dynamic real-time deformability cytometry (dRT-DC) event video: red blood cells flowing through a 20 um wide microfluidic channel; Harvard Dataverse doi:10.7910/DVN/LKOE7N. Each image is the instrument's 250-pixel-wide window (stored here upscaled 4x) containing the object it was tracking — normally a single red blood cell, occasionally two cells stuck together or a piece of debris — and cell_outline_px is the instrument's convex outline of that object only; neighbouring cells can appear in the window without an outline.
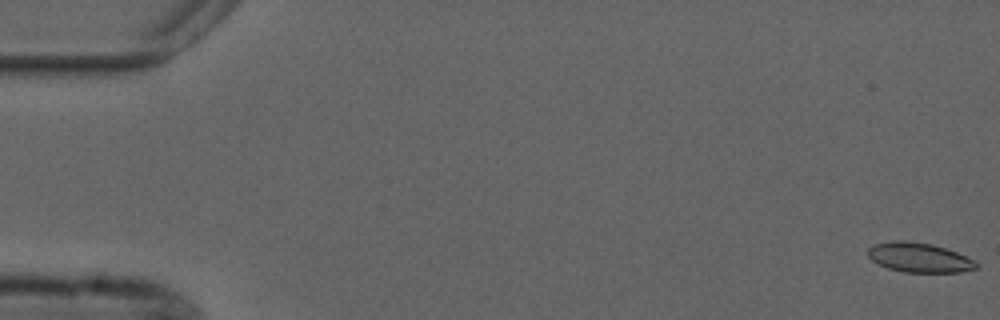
{"species": "common noctule bat (a hibernating species)", "species_latin": "Nyctalus noctula", "temperature_condition": "cold", "stored_images_in_passage": 55, "camera_frame_rate_fps": 3000, "um_per_image_px": 0.085, "animal": {"sex": "male", "forearm_length_mm": 52.5}, "frame": {"image": 1, "passage_image": 1, "time_ms": 0.0, "image_size_px": [1000, 320], "cell_outline_px": [[980, 264], [976, 268], [960, 272], [904, 272], [888, 268], [872, 260], [868, 256], [868, 248], [872, 244], [892, 240], [904, 240], [932, 244], [956, 252], [976, 260]], "centroid_in_image_um": [78.13, 21.88], "position_along_channel_um": 6.9, "area_um2": 18.73}}
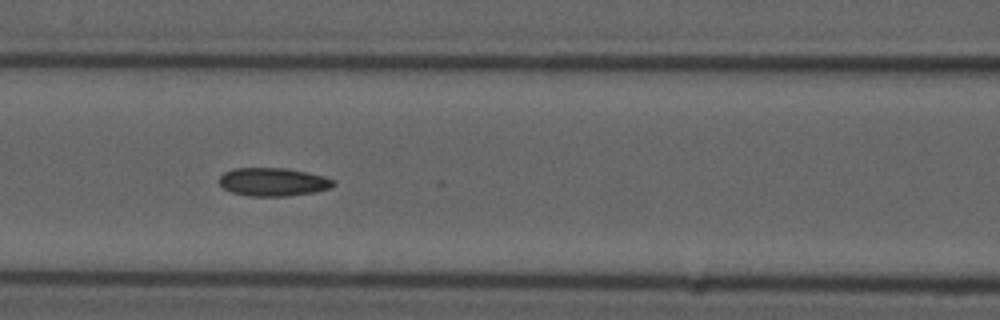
{"frame": {"image": 2, "passage_image": 24, "time_ms": 7.667, "image_size_px": [1000, 320], "cell_outline_px": [[336, 184], [332, 188], [316, 192], [288, 196], [252, 196], [232, 192], [224, 188], [220, 184], [220, 176], [224, 172], [232, 168], [284, 168], [324, 176], [336, 180]], "centroid_in_image_um": [23.26, 15.47], "position_along_channel_um": 143.3, "area_um2": 18.84}}
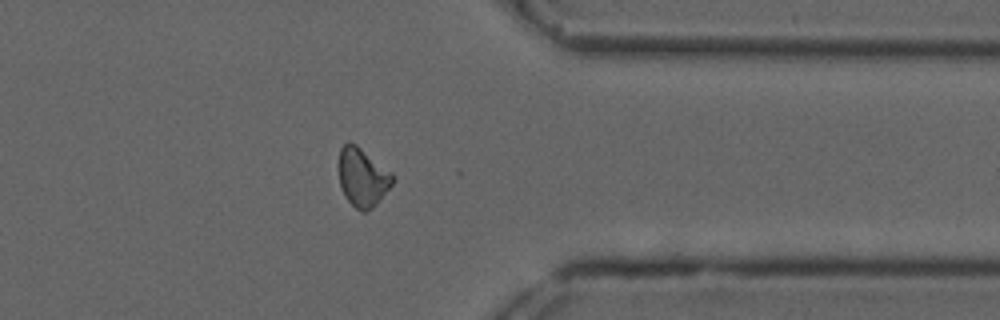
{"frame": {"image": 3, "passage_image": 44, "time_ms": 14.333, "image_size_px": [1000, 320], "cell_outline_px": [[392, 184], [380, 200], [372, 208], [364, 212], [356, 208], [344, 196], [340, 188], [340, 148], [348, 140], [356, 144], [392, 172]], "centroid_in_image_um": [30.81, 15.06], "position_along_channel_um": 380.6, "area_um2": 18.15}, "authors_computed_cell_mechanics": {"area_um2": 18.4382, "velocity_mm_per_s": 3.7118, "shape_relaxation_time_tau1_ms": null, "shape_relaxation_time_tau2_ms": 5.1571, "deformation_change_tau1": null, "deformation_change_tau2": 0.106}}